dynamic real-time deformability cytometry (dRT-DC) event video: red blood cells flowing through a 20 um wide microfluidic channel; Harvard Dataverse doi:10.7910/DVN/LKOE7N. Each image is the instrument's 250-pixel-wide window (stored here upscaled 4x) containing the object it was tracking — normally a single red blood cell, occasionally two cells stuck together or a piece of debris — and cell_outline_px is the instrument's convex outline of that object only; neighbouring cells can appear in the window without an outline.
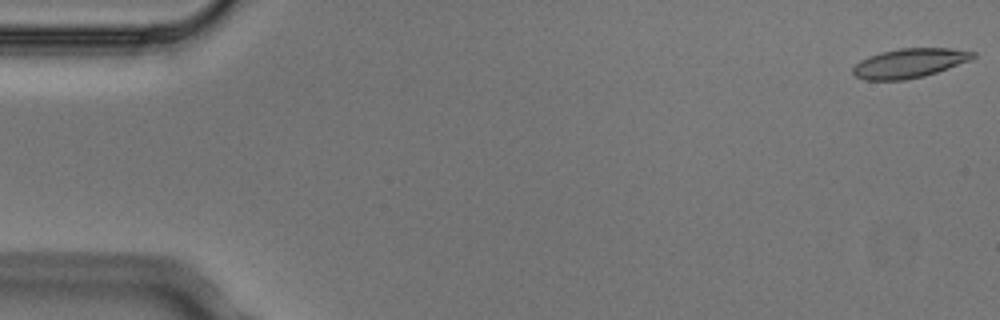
{"species": "Egyptian fruit bat (a non-hibernating species)", "species_latin": "Rousettus aegyptiacus", "temperature_condition": "cold", "stored_images_in_passage": 5, "camera_frame_rate_fps": 3000, "um_per_image_px": 0.085, "animal": {"sex": "male"}, "frame": {"image": 1, "passage_image": 1, "time_ms": 0.0, "image_size_px": [1000, 320], "cell_outline_px": [[976, 56], [972, 60], [924, 76], [904, 80], [864, 80], [856, 76], [852, 72], [852, 68], [860, 60], [868, 56], [880, 52], [900, 48], [948, 48], [976, 52]], "centroid_in_image_um": [77.3, 5.36], "position_along_channel_um": 7.7, "area_um2": 20.58}}